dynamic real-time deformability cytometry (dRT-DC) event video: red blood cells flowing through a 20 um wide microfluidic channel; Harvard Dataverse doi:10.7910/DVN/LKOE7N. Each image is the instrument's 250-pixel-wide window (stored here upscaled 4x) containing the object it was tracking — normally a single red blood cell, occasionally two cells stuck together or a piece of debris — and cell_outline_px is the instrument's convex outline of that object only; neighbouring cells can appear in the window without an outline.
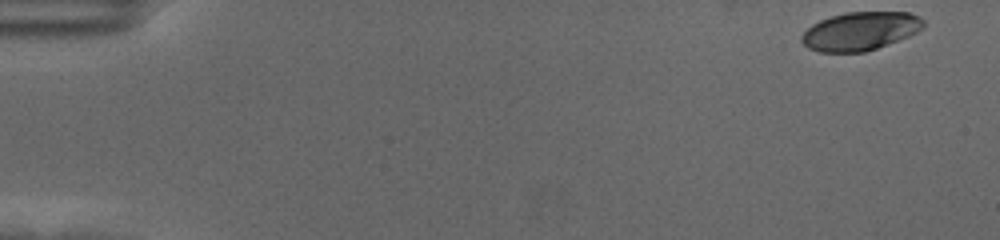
{"species": "human", "species_latin": "Homo sapiens", "temperature_condition": "cold", "stored_images_in_passage": 57, "camera_frame_rate_fps": 3000, "um_per_image_px": 0.085, "donor": {"sex": "female"}, "frame": {"image": 1, "passage_image": 1, "time_ms": 0.0, "image_size_px": [1000, 240], "cell_outline_px": [[924, 28], [908, 36], [876, 48], [864, 52], [820, 52], [808, 48], [800, 40], [800, 36], [812, 24], [820, 20], [832, 16], [848, 12], [908, 12], [920, 16], [924, 20]], "centroid_in_image_um": [73.12, 2.64], "position_along_channel_um": 11.9, "area_um2": 27.17}}
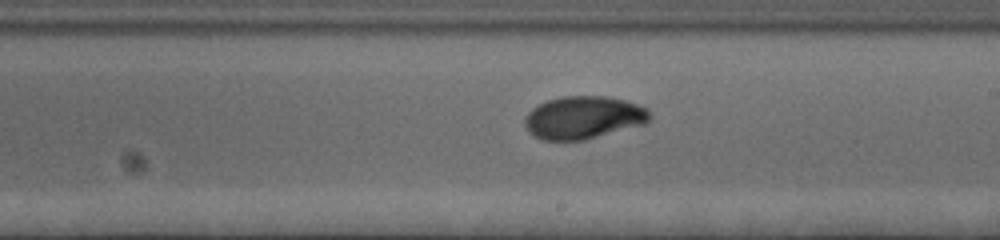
{"frame": {"image": 2, "passage_image": 33, "time_ms": 10.667, "image_size_px": [1000, 240], "cell_outline_px": [[652, 116], [644, 124], [584, 140], [540, 140], [528, 132], [524, 124], [524, 116], [532, 108], [548, 100], [564, 96], [604, 96], [624, 100], [648, 108]], "centroid_in_image_um": [49.57, 9.99], "position_along_channel_um": 239.4, "area_um2": 31.15}}
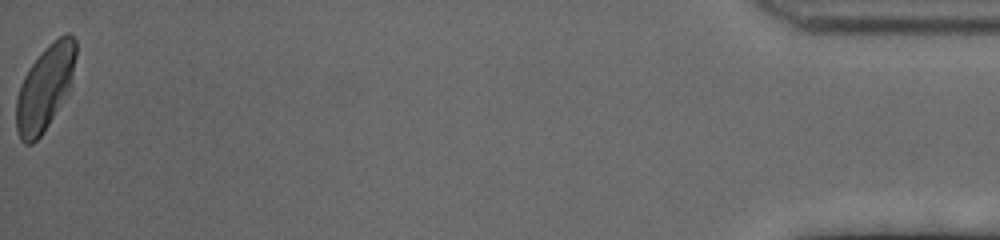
{"frame": {"image": 3, "passage_image": 57, "time_ms": 18.667, "image_size_px": [1000, 240], "cell_outline_px": [[76, 56], [68, 88], [44, 132], [32, 144], [24, 144], [20, 140], [16, 128], [16, 100], [20, 84], [28, 68], [44, 48], [48, 44], [60, 36], [68, 32], [76, 40]], "centroid_in_image_um": [3.78, 7.45], "position_along_channel_um": 431.4, "area_um2": 28.9}, "authors_computed_cell_mechanics": {"area_um2": 29.189, "velocity_mm_per_s": 3.5064, "shape_relaxation_time_tau1_ms": 2.829, "shape_relaxation_time_tau2_ms": 1.2682, "deformation_change_tau1": 0.1436, "deformation_change_tau2": 0.0399}}